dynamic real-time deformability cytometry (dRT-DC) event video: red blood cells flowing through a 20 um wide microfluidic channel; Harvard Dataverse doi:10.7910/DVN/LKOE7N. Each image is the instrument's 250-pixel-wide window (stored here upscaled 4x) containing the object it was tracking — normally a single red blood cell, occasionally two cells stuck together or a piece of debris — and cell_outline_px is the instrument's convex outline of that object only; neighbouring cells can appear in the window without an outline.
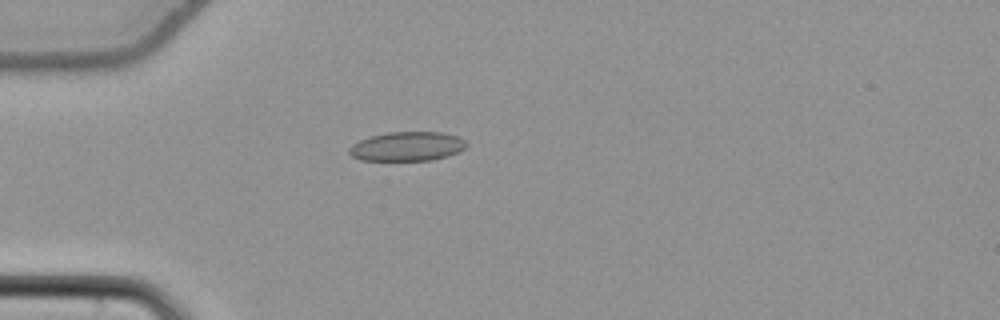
{"species": "common noctule bat (a hibernating species)", "species_latin": "Nyctalus noctula", "temperature_condition": "cold", "stored_images_in_passage": 54, "camera_frame_rate_fps": 3000, "um_per_image_px": 0.085, "animal": {"sex": "female", "body_mass_g": 22.7, "forearm_length_mm": 54.2}, "frame": {"image": 1, "passage_image": 16, "time_ms": 5.0, "image_size_px": [1000, 320], "cell_outline_px": [[468, 144], [460, 152], [448, 156], [432, 160], [360, 160], [352, 156], [348, 152], [348, 148], [352, 144], [360, 140], [372, 136], [388, 132], [444, 132], [460, 136]], "centroid_in_image_um": [34.64, 12.44], "position_along_channel_um": 50.4, "area_um2": 20.11}}
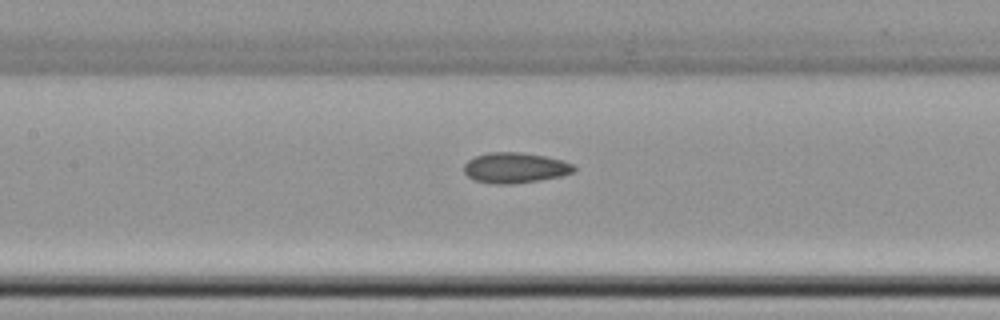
{"frame": {"image": 2, "passage_image": 26, "time_ms": 8.333, "image_size_px": [1000, 320], "cell_outline_px": [[576, 172], [560, 176], [540, 180], [512, 184], [488, 184], [472, 180], [464, 172], [464, 164], [468, 160], [476, 156], [488, 152], [520, 152], [544, 156], [560, 160], [572, 164], [576, 168]], "centroid_in_image_um": [43.75, 14.27], "position_along_channel_um": 163.7, "area_um2": 19.65}}
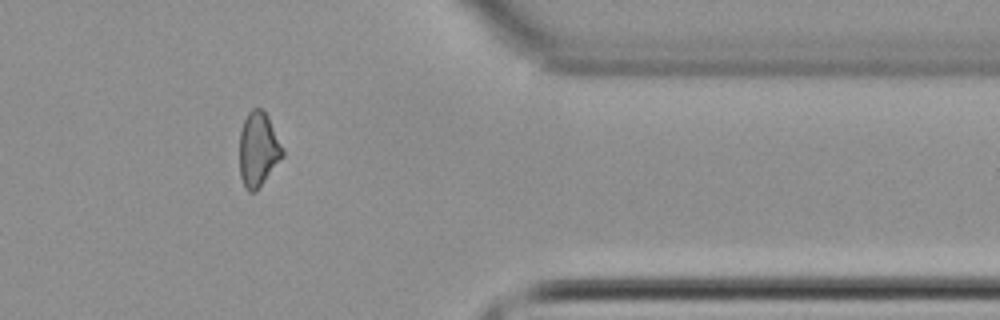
{"frame": {"image": 3, "passage_image": 45, "time_ms": 14.667, "image_size_px": [1000, 320], "cell_outline_px": [[284, 156], [256, 192], [248, 192], [244, 188], [240, 176], [240, 132], [244, 120], [248, 112], [252, 108], [260, 108], [268, 116], [284, 148]], "centroid_in_image_um": [21.96, 12.72], "position_along_channel_um": 389.4, "area_um2": 18.9}, "authors_computed_cell_mechanics": {"area_um2": 19.5364, "velocity_mm_per_s": 3.8409, "shape_relaxation_time_tau1_ms": null, "shape_relaxation_time_tau2_ms": 6.2744, "deformation_change_tau1": null, "deformation_change_tau2": 0.1447}}